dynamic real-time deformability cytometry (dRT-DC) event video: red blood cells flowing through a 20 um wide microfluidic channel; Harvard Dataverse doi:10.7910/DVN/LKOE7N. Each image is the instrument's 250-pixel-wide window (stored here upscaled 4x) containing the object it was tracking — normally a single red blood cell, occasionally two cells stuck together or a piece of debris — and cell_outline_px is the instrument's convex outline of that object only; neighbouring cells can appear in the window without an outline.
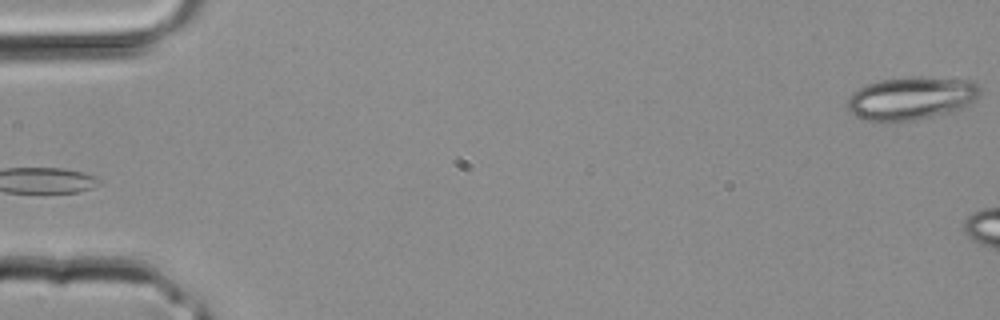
{"species": "common noctule bat (a hibernating species)", "species_latin": "Nyctalus noctula", "temperature_condition": "room temperature", "stored_images_in_passage": 2, "camera_frame_rate_fps": 3000, "um_per_image_px": 0.085, "animal": {"sex": "male", "body_mass_g": 20.4}, "frame": {"image": 1, "passage_image": 2, "time_ms": 0.333, "image_size_px": [1000, 320], "cell_outline_px": [[980, 96], [976, 100], [956, 112], [896, 124], [864, 120], [852, 116], [848, 108], [848, 100], [852, 92], [868, 84], [880, 80], [908, 76], [920, 76], [972, 80], [980, 88]], "centroid_in_image_um": [77.47, 8.38], "position_along_channel_um": 7.5, "area_um2": 34.39}}